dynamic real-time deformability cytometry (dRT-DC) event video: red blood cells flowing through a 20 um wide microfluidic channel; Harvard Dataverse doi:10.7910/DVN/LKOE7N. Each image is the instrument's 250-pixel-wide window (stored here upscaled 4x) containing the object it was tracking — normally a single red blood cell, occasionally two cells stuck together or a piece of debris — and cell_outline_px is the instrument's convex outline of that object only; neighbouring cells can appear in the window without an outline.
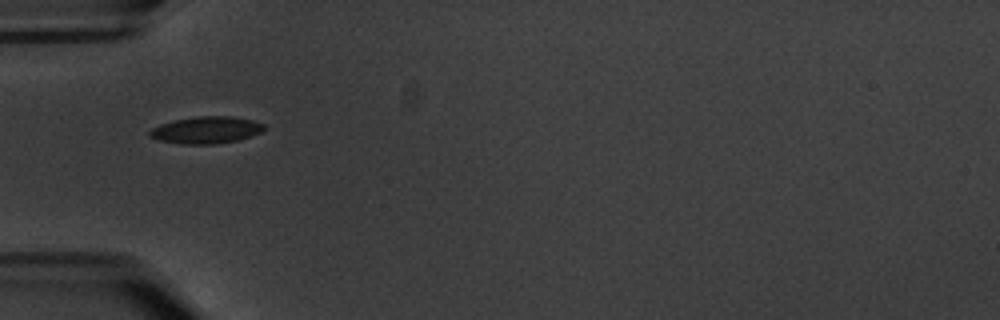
{"species": "common noctule bat (a hibernating species)", "species_latin": "Nyctalus noctula", "temperature_condition": "warm", "stored_images_in_passage": 7, "camera_frame_rate_fps": 3000, "um_per_image_px": 0.085, "animal": {"sex": "male", "body_mass_g": 20.1, "forearm_length_mm": 53.5}, "frame": {"image": 1, "passage_image": 1, "time_ms": 0.0, "image_size_px": [1000, 320], "cell_outline_px": [[268, 128], [260, 132], [236, 140], [212, 144], [180, 144], [160, 140], [148, 136], [148, 132], [152, 128], [160, 124], [172, 120], [196, 116], [232, 116], [252, 120], [264, 124]], "centroid_in_image_um": [17.5, 11.04], "position_along_channel_um": 67.5, "area_um2": 17.98}}
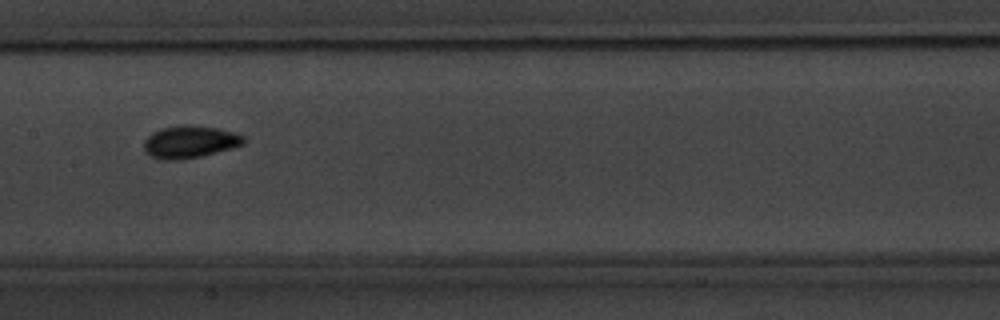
{"frame": {"image": 2, "passage_image": 4, "time_ms": 3.667, "image_size_px": [1000, 320], "cell_outline_px": [[244, 144], [232, 148], [200, 156], [180, 160], [160, 160], [144, 152], [144, 140], [152, 132], [164, 128], [216, 128], [232, 132], [244, 136]], "centroid_in_image_um": [16.11, 12.12], "position_along_channel_um": 191.3, "area_um2": 17.92}}
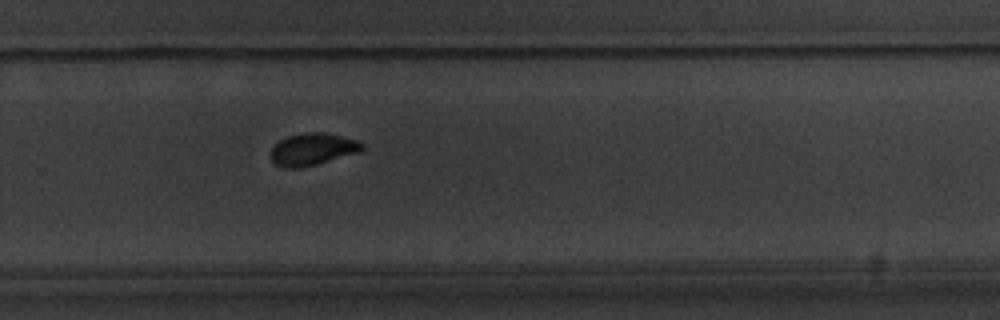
{"frame": {"image": 3, "passage_image": 7, "time_ms": 7.0, "image_size_px": [1000, 320], "cell_outline_px": [[364, 148], [360, 152], [316, 164], [300, 168], [284, 168], [276, 164], [268, 156], [268, 152], [280, 140], [288, 136], [308, 132], [324, 132], [356, 140], [364, 144]], "centroid_in_image_um": [26.54, 12.69], "position_along_channel_um": 303.3, "area_um2": 17.11}}